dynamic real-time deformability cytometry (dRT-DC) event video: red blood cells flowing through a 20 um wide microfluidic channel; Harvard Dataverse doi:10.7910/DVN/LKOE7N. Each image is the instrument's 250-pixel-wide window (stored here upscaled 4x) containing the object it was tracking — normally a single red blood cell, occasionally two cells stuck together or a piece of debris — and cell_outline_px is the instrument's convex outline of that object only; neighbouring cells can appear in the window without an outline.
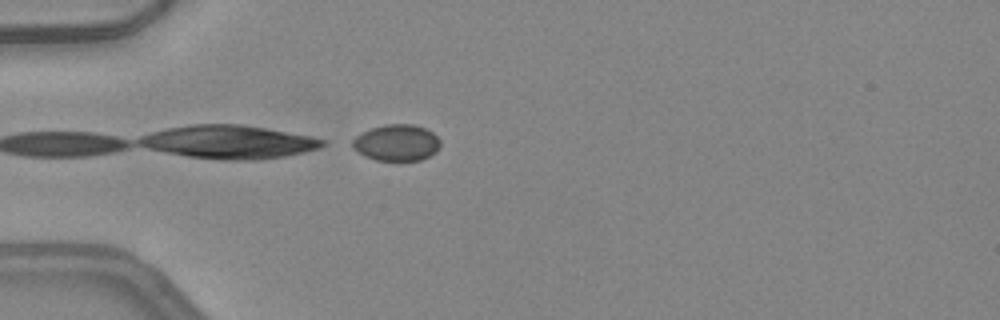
{"species": "common noctule bat (a hibernating species)", "species_latin": "Nyctalus noctula", "temperature_condition": "warm", "stored_images_in_passage": 4, "camera_frame_rate_fps": 3000, "um_per_image_px": 0.085, "animal": {"sex": "female", "body_mass_g": 24.6, "forearm_length_mm": 56.2}, "frame": {"image": 1, "passage_image": 4, "time_ms": 1.0, "image_size_px": [1000, 320], "cell_outline_px": [[440, 148], [436, 152], [420, 160], [376, 160], [364, 156], [352, 148], [352, 140], [356, 136], [372, 128], [384, 124], [412, 124], [424, 128], [432, 132], [440, 140]], "centroid_in_image_um": [33.71, 12.13], "position_along_channel_um": 51.3, "area_um2": 18.55}}